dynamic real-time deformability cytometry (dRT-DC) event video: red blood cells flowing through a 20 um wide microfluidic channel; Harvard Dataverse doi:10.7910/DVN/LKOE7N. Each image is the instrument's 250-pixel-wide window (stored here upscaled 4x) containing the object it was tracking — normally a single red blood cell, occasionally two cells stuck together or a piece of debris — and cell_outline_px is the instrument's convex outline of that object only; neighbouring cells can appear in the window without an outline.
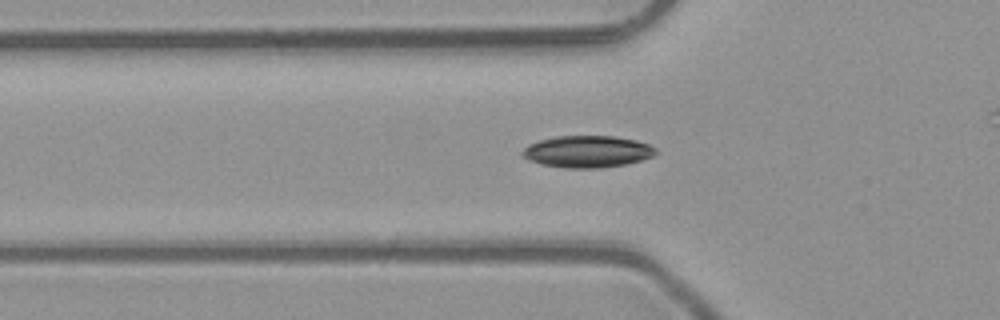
{"species": "common noctule bat (a hibernating species)", "species_latin": "Nyctalus noctula", "temperature_condition": "room temperature", "stored_images_in_passage": 44, "camera_frame_rate_fps": 3000, "um_per_image_px": 0.085, "animal": {"sex": "male", "body_mass_g": 23.1, "forearm_length_mm": 52.7}, "frame": {"image": 1, "passage_image": 17, "time_ms": 5.333, "image_size_px": [1000, 320], "cell_outline_px": [[656, 152], [652, 156], [640, 160], [624, 164], [600, 168], [564, 168], [540, 164], [528, 160], [520, 156], [520, 152], [528, 144], [540, 140], [556, 136], [616, 136], [636, 140], [648, 144], [656, 148]], "centroid_in_image_um": [49.87, 12.88], "position_along_channel_um": 75.9, "area_um2": 24.85}}
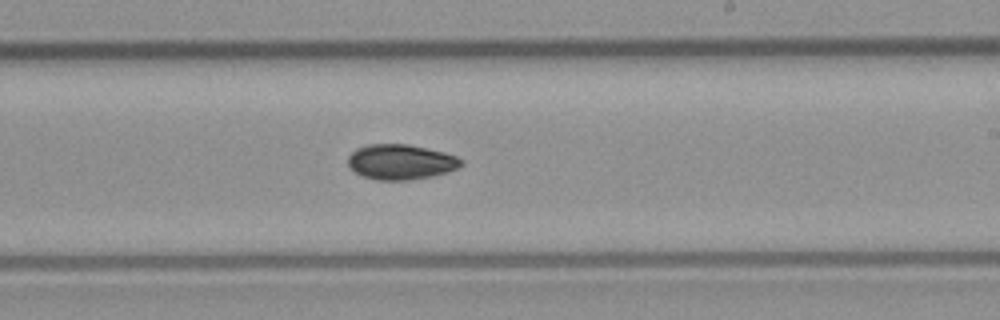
{"frame": {"image": 2, "passage_image": 30, "time_ms": 9.667, "image_size_px": [1000, 320], "cell_outline_px": [[464, 160], [456, 168], [432, 176], [408, 180], [376, 180], [364, 176], [356, 172], [348, 164], [348, 156], [356, 148], [368, 144], [408, 144], [428, 148], [444, 152], [456, 156]], "centroid_in_image_um": [34.04, 13.75], "position_along_channel_um": 255.0, "area_um2": 23.0}}
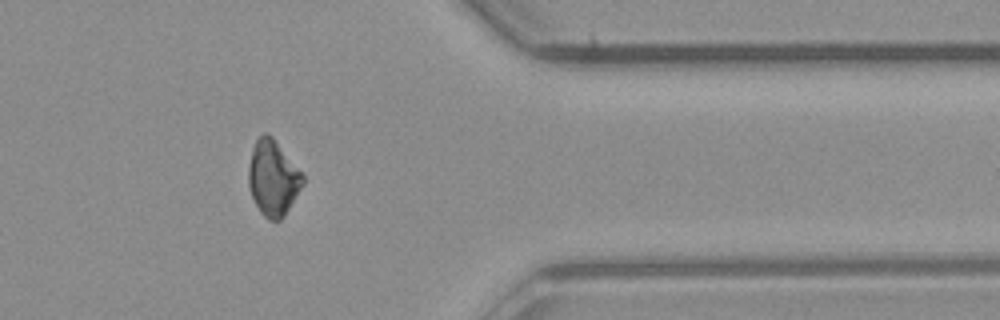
{"frame": {"image": 3, "passage_image": 41, "time_ms": 13.333, "image_size_px": [1000, 320], "cell_outline_px": [[304, 184], [284, 216], [280, 220], [268, 220], [260, 212], [252, 196], [248, 184], [248, 168], [252, 148], [256, 140], [264, 132], [272, 136], [304, 176]], "centroid_in_image_um": [23.19, 15.14], "position_along_channel_um": 388.2, "area_um2": 23.64}}